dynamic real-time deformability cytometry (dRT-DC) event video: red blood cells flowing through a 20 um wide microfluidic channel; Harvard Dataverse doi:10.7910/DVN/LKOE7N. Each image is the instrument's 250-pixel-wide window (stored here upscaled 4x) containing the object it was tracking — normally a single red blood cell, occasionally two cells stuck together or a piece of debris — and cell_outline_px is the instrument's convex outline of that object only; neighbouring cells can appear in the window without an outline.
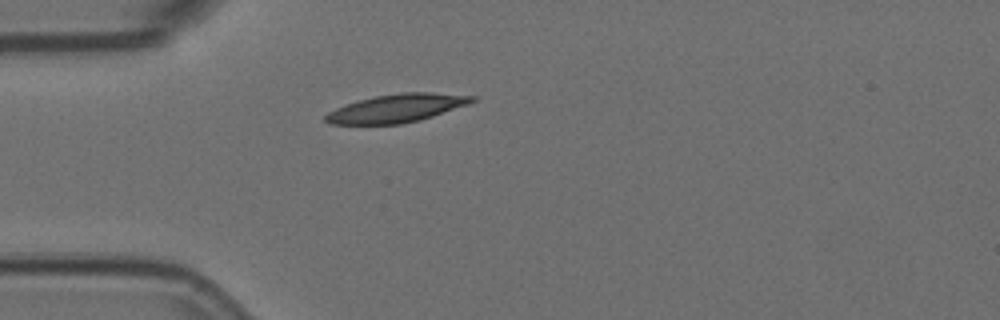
{"species": "Egyptian fruit bat (a non-hibernating species)", "species_latin": "Rousettus aegyptiacus", "temperature_condition": "room temperature", "stored_images_in_passage": 4, "camera_frame_rate_fps": 3000, "um_per_image_px": 0.085, "animal": {"sex": "female"}, "frame": {"image": 1, "passage_image": 4, "time_ms": 1.0, "image_size_px": [1000, 320], "cell_outline_px": [[476, 100], [468, 104], [420, 120], [400, 124], [328, 124], [324, 120], [324, 116], [328, 112], [344, 104], [376, 96], [400, 92], [432, 92], [476, 96]], "centroid_in_image_um": [33.7, 9.2], "position_along_channel_um": 51.3, "area_um2": 24.04}}